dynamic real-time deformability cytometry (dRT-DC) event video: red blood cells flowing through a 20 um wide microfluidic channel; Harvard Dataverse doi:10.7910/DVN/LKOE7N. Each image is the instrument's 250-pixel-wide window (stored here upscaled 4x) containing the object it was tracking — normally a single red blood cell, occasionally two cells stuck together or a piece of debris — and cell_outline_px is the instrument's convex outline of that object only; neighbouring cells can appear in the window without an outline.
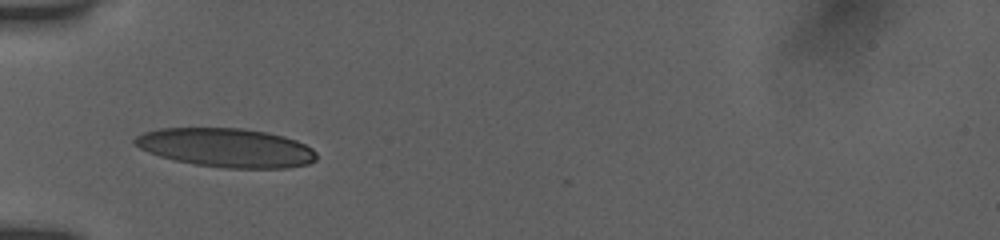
{"species": "human", "species_latin": "Homo sapiens", "temperature_condition": "room temperature", "stored_images_in_passage": 52, "camera_frame_rate_fps": 3000, "um_per_image_px": 0.085, "donor": {"sex": "female"}, "frame": {"image": 1, "passage_image": 1, "time_ms": 0.0, "image_size_px": [1000, 240], "cell_outline_px": [[316, 160], [308, 164], [288, 168], [224, 168], [196, 164], [176, 160], [160, 156], [148, 152], [132, 144], [132, 140], [136, 136], [144, 132], [160, 128], [240, 128], [268, 132], [284, 136], [296, 140], [312, 148], [316, 152]], "centroid_in_image_um": [19.23, 12.55], "position_along_channel_um": 65.8, "area_um2": 41.27}}
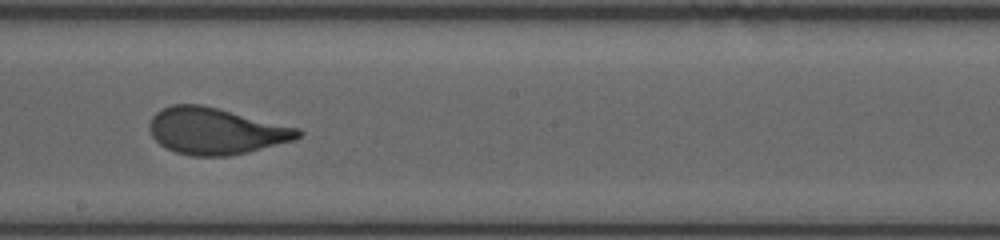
{"frame": {"image": 2, "passage_image": 18, "time_ms": 4.333, "image_size_px": [1000, 240], "cell_outline_px": [[304, 132], [296, 140], [248, 152], [228, 156], [192, 156], [176, 152], [160, 144], [152, 136], [148, 128], [148, 124], [152, 116], [156, 112], [172, 104], [200, 104], [300, 128]], "centroid_in_image_um": [18.35, 11.14], "position_along_channel_um": 229.8, "area_um2": 40.29}}
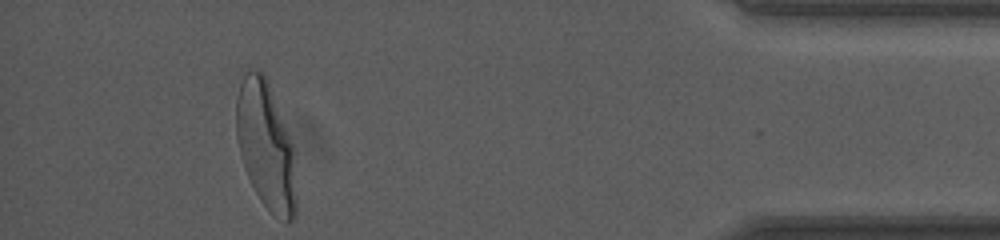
{"frame": {"image": 3, "passage_image": 42, "time_ms": 10.333, "image_size_px": [1000, 240], "cell_outline_px": [[296, 216], [288, 224], [268, 208], [260, 200], [244, 168], [236, 136], [236, 96], [244, 72], [260, 68], [264, 72], [268, 80], [292, 144], [296, 200]], "centroid_in_image_um": [22.57, 12.33], "position_along_channel_um": 412.6, "area_um2": 44.22}, "authors_computed_cell_mechanics": {"area_um2": 41.7894, "velocity_mm_per_s": 3.8576, "shape_relaxation_time_tau1_ms": 5.2262, "shape_relaxation_time_tau2_ms": null, "deformation_change_tau1": 0.2129, "deformation_change_tau2": null}}